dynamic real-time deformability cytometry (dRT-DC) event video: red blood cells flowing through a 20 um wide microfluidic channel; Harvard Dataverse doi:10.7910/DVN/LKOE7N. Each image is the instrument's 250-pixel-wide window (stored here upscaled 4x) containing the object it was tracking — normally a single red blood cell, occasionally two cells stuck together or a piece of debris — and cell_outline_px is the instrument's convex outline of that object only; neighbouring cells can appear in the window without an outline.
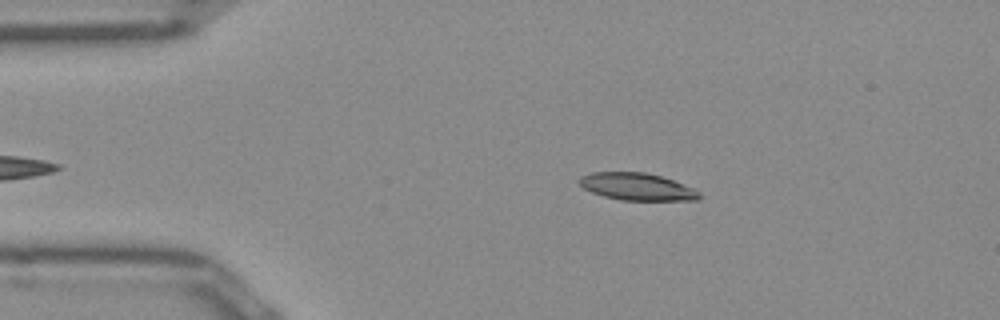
{"species": "Egyptian fruit bat (a non-hibernating species)", "species_latin": "Rousettus aegyptiacus", "temperature_condition": "room temperature", "stored_images_in_passage": 41, "camera_frame_rate_fps": 3000, "um_per_image_px": 0.085, "frame": {"image": 1, "passage_image": 6, "time_ms": 1.667, "image_size_px": [1000, 320], "cell_outline_px": [[700, 200], [620, 200], [604, 196], [592, 192], [584, 188], [576, 180], [580, 176], [592, 172], [644, 172], [660, 176], [672, 180], [692, 188], [700, 192]], "centroid_in_image_um": [54.11, 15.86], "position_along_channel_um": 30.9, "area_um2": 18.96}}
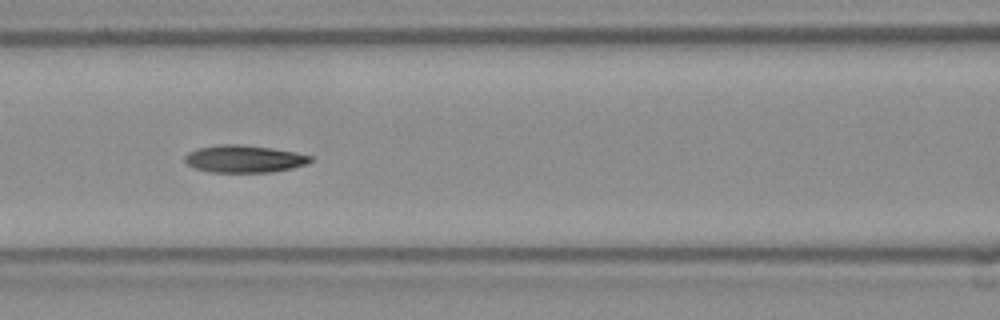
{"frame": {"image": 2, "passage_image": 18, "time_ms": 5.667, "image_size_px": [1000, 320], "cell_outline_px": [[312, 160], [308, 164], [292, 168], [272, 172], [208, 172], [196, 168], [188, 164], [184, 160], [184, 156], [188, 152], [196, 148], [216, 144], [240, 144], [296, 152], [312, 156]], "centroid_in_image_um": [20.73, 13.5], "position_along_channel_um": 145.9, "area_um2": 20.11}}
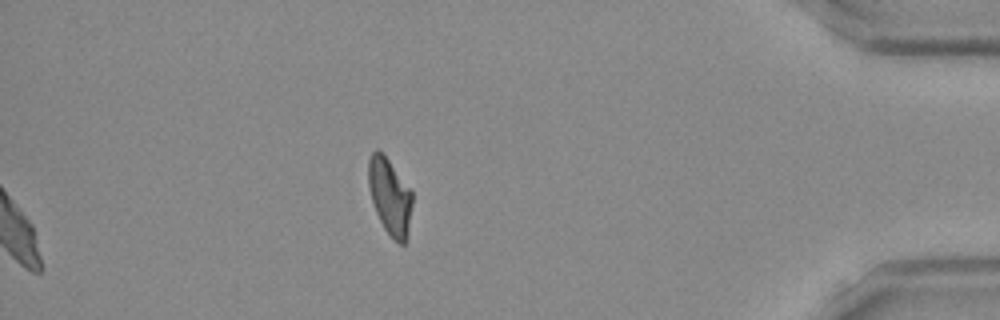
{"frame": {"image": 3, "passage_image": 41, "time_ms": 13.333, "image_size_px": [1000, 320], "cell_outline_px": [[412, 204], [404, 244], [400, 244], [384, 228], [376, 212], [372, 200], [368, 184], [368, 160], [372, 152], [376, 148], [388, 160], [412, 192]], "centroid_in_image_um": [33.1, 16.66], "position_along_channel_um": 402.1, "area_um2": 18.79}, "authors_computed_cell_mechanics": {"area_um2": 20.1722, "velocity_mm_per_s": 3.9548, "shape_relaxation_time_tau1_ms": 8.5756, "shape_relaxation_time_tau2_ms": 3.6617, "deformation_change_tau1": 0.232, "deformation_change_tau2": 0.0965}}